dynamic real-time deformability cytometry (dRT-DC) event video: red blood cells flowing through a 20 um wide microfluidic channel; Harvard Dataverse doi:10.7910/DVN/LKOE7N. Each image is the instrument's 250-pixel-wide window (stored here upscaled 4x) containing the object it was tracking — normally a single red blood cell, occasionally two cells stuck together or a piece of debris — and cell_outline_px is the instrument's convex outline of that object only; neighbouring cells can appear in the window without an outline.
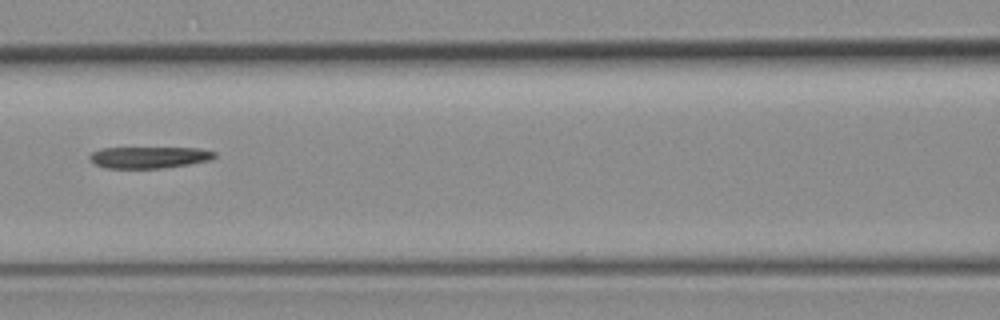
{"species": "common noctule bat (a hibernating species)", "species_latin": "Nyctalus noctula", "temperature_condition": "room temperature", "stored_images_in_passage": 9, "camera_frame_rate_fps": 3000, "um_per_image_px": 0.085, "animal": {"sex": "female", "body_mass_g": 19.3, "forearm_length_mm": 54.1}, "frame": {"image": 1, "passage_image": 6, "time_ms": 6.0, "image_size_px": [1000, 320], "cell_outline_px": [[216, 156], [212, 160], [188, 164], [160, 168], [104, 168], [96, 164], [88, 156], [92, 152], [100, 148], [200, 148], [216, 152]], "centroid_in_image_um": [12.69, 13.37], "position_along_channel_um": 153.9, "area_um2": 15.66}}
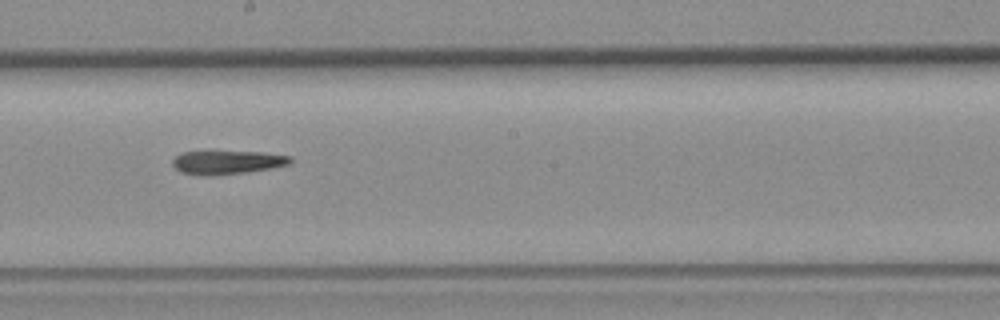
{"frame": {"image": 2, "passage_image": 8, "time_ms": 8.0, "image_size_px": [1000, 320], "cell_outline_px": [[292, 160], [288, 164], [272, 168], [248, 172], [216, 176], [204, 176], [180, 172], [172, 164], [172, 160], [180, 152], [264, 152], [292, 156]], "centroid_in_image_um": [19.31, 13.81], "position_along_channel_um": 228.9, "area_um2": 16.3}}
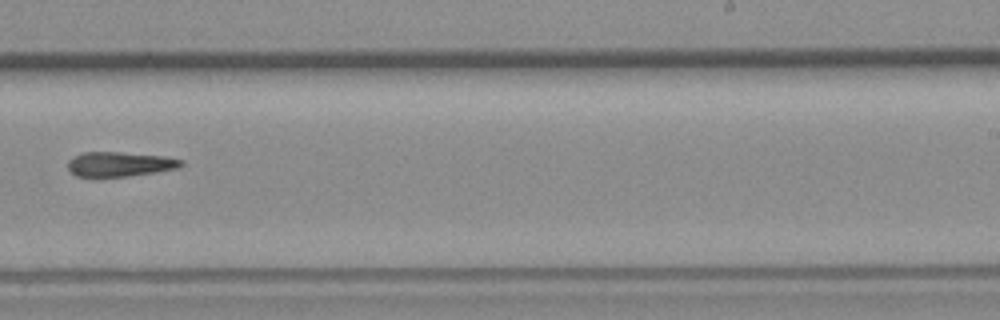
{"frame": {"image": 3, "passage_image": 9, "time_ms": 9.333, "image_size_px": [1000, 320], "cell_outline_px": [[184, 164], [176, 168], [128, 176], [76, 176], [68, 168], [68, 160], [72, 156], [84, 152], [120, 152], [164, 156], [180, 160]], "centroid_in_image_um": [10.12, 13.94], "position_along_channel_um": 278.9, "area_um2": 15.95}}